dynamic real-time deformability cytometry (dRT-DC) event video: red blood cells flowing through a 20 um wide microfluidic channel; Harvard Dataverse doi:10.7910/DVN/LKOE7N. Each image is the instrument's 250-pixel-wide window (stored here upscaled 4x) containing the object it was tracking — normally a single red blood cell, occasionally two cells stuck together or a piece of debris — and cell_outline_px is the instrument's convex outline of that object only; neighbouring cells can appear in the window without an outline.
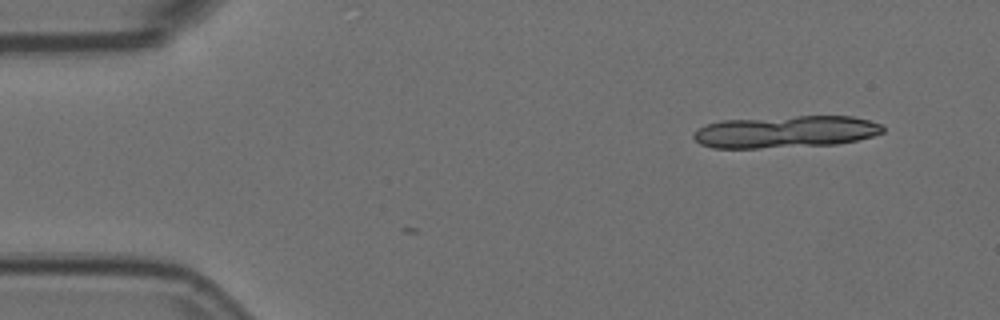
{"species": "Egyptian fruit bat (a non-hibernating species)", "species_latin": "Rousettus aegyptiacus", "temperature_condition": "room temperature", "stored_images_in_passage": 6, "camera_frame_rate_fps": 3000, "um_per_image_px": 0.085, "animal": {"sex": "female"}, "frame": {"image": 1, "passage_image": 6, "time_ms": 1.667, "image_size_px": [1000, 320], "cell_outline_px": [[884, 132], [872, 136], [856, 140], [836, 144], [760, 148], [712, 148], [700, 144], [692, 136], [692, 132], [708, 124], [720, 120], [796, 116], [852, 116], [884, 124]], "centroid_in_image_um": [66.77, 11.2], "position_along_channel_um": 18.2, "area_um2": 35.49}}